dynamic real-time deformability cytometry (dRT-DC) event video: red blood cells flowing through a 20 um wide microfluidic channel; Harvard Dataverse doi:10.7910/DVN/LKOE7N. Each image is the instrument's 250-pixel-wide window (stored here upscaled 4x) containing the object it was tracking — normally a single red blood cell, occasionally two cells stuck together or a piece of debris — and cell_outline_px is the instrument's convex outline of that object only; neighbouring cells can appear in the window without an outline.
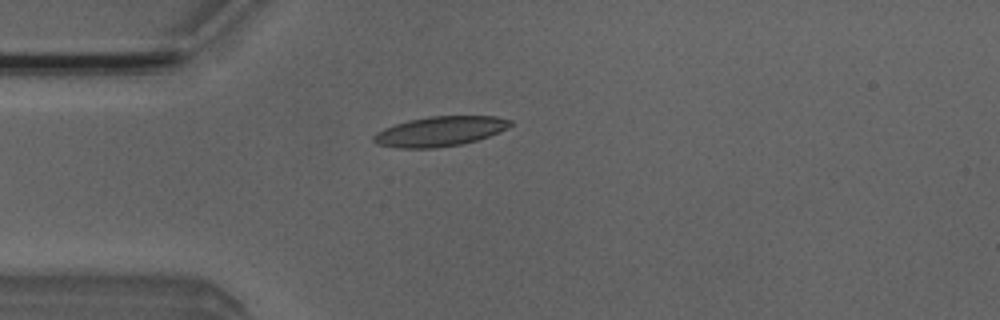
{"species": "Egyptian fruit bat (a non-hibernating species)", "species_latin": "Rousettus aegyptiacus", "temperature_condition": "room temperature", "stored_images_in_passage": 40, "camera_frame_rate_fps": 3000, "um_per_image_px": 0.085, "animal": {"sex": "male"}, "frame": {"image": 1, "passage_image": 3, "time_ms": 0.667, "image_size_px": [1000, 320], "cell_outline_px": [[512, 124], [508, 128], [500, 132], [476, 140], [460, 144], [436, 148], [400, 148], [376, 144], [372, 140], [372, 136], [376, 132], [384, 128], [408, 120], [428, 116], [496, 116], [512, 120]], "centroid_in_image_um": [37.39, 11.16], "position_along_channel_um": 47.6, "area_um2": 23.81}}
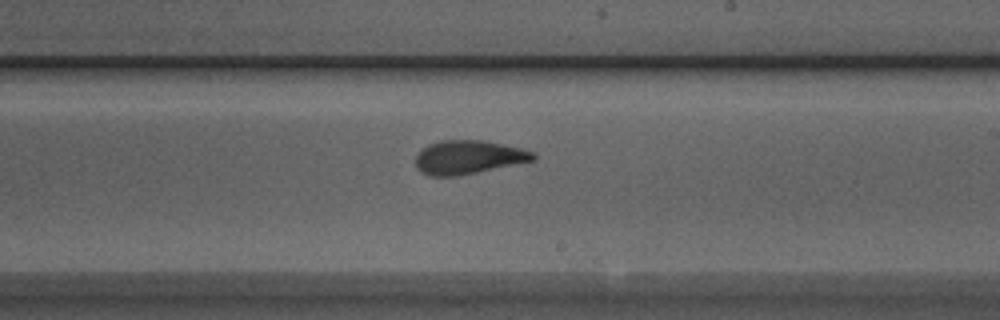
{"frame": {"image": 2, "passage_image": 19, "time_ms": 6.0, "image_size_px": [1000, 320], "cell_outline_px": [[536, 160], [456, 176], [432, 176], [420, 172], [416, 168], [416, 156], [428, 144], [440, 140], [484, 140], [520, 148], [536, 152]], "centroid_in_image_um": [39.82, 13.36], "position_along_channel_um": 249.2, "area_um2": 23.0}}
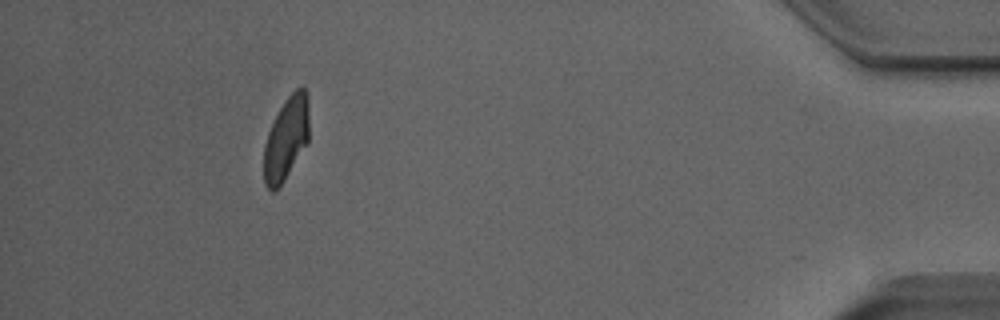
{"frame": {"image": 3, "passage_image": 36, "time_ms": 11.667, "image_size_px": [1000, 320], "cell_outline_px": [[308, 144], [284, 180], [272, 192], [264, 184], [264, 144], [268, 132], [280, 108], [288, 96], [296, 88], [304, 88], [308, 92]], "centroid_in_image_um": [24.34, 11.77], "position_along_channel_um": 410.9, "area_um2": 21.79}, "authors_computed_cell_mechanics": {"area_um2": 23.0333, "velocity_mm_per_s": 4.0162, "shape_relaxation_time_tau1_ms": 4.8526, "shape_relaxation_time_tau2_ms": 1.8879, "deformation_change_tau1": 0.1759, "deformation_change_tau2": 0.093}}